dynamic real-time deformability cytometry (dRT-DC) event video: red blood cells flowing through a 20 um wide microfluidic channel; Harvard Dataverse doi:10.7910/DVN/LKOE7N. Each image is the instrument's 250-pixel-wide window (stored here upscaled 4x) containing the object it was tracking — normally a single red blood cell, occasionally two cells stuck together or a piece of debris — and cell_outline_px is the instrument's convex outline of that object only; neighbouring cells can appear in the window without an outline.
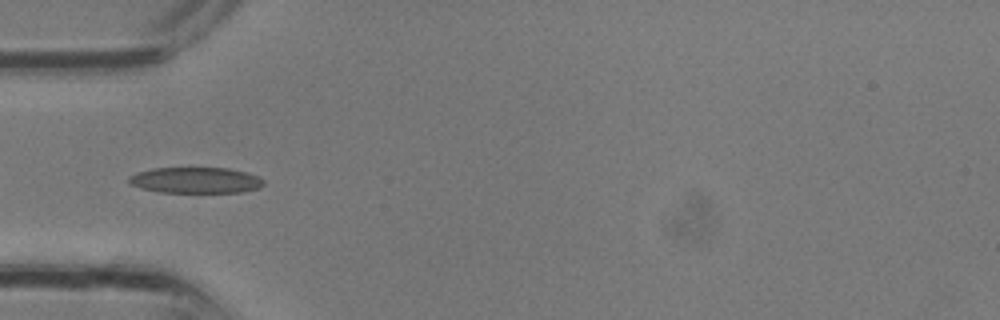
{"species": "common noctule bat (a hibernating species)", "species_latin": "Nyctalus noctula", "temperature_condition": "room temperature", "stored_images_in_passage": 4, "camera_frame_rate_fps": 3000, "um_per_image_px": 0.085, "animal": {"sex": "male", "body_mass_g": 13.3}, "frame": {"image": 1, "passage_image": 4, "time_ms": 1.0, "image_size_px": [1000, 320], "cell_outline_px": [[264, 184], [260, 188], [240, 192], [160, 192], [140, 188], [132, 184], [128, 180], [128, 176], [136, 172], [152, 168], [228, 168], [260, 176], [264, 180]], "centroid_in_image_um": [16.63, 15.31], "position_along_channel_um": 68.4, "area_um2": 20.4}}